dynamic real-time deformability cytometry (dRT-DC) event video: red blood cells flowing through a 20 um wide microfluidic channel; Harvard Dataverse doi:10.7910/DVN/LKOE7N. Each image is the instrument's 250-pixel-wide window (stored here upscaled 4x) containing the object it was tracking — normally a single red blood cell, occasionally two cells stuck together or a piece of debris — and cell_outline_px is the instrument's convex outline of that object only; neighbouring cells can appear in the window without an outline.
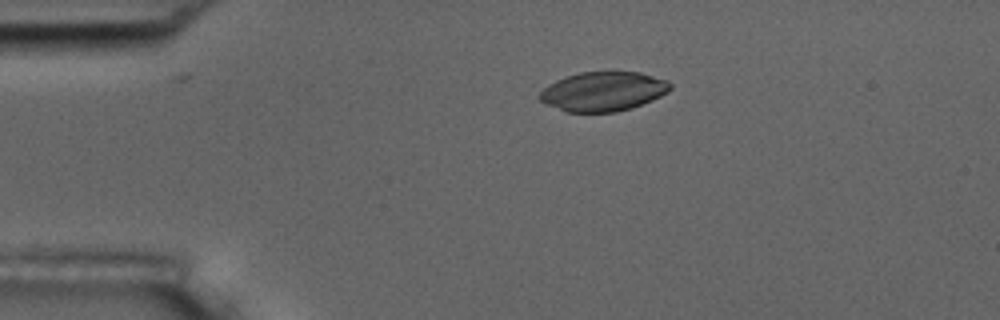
{"species": "common noctule bat (a hibernating species)", "species_latin": "Nyctalus noctula", "temperature_condition": "room temperature", "stored_images_in_passage": 6, "camera_frame_rate_fps": 3000, "um_per_image_px": 0.085, "animal": {"sex": "male", "body_mass_g": 17.5, "forearm_length_mm": 52.3}, "frame": {"image": 1, "passage_image": 6, "time_ms": 6.667, "image_size_px": [1000, 320], "cell_outline_px": [[672, 88], [668, 92], [652, 100], [632, 108], [616, 112], [564, 112], [540, 100], [536, 96], [548, 84], [556, 80], [580, 72], [640, 72], [668, 80], [672, 84]], "centroid_in_image_um": [51.28, 7.77], "position_along_channel_um": 33.7, "area_um2": 30.06}}